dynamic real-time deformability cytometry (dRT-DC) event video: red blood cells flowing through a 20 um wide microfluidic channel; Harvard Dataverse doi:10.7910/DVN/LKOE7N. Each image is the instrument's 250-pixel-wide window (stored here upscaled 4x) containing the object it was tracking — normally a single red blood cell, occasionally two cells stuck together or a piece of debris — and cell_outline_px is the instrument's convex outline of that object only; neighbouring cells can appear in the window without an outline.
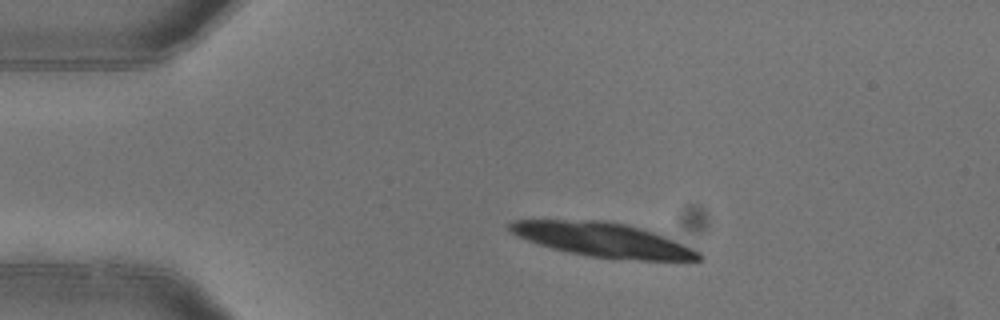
{"species": "common noctule bat (a hibernating species)", "species_latin": "Nyctalus noctula", "temperature_condition": "warm", "stored_images_in_passage": 3, "camera_frame_rate_fps": 3000, "um_per_image_px": 0.085, "animal": {"sex": "female"}, "frame": {"image": 1, "passage_image": 1, "time_ms": 0.0, "image_size_px": [1000, 320], "cell_outline_px": [[704, 260], [616, 260], [568, 252], [552, 248], [528, 240], [508, 232], [508, 224], [512, 220], [596, 220], [624, 224], [640, 228], [664, 236], [692, 248], [700, 252], [704, 256]], "centroid_in_image_um": [51.25, 20.4], "position_along_channel_um": 33.7, "area_um2": 37.45}}
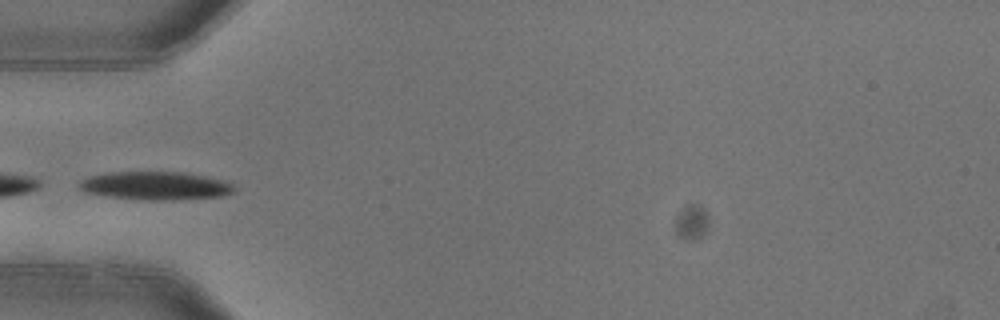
{"frame": {"image": 2, "passage_image": 3, "time_ms": 0.667, "image_size_px": [1000, 320], "cell_outline_px": [[236, 188], [232, 192], [224, 196], [172, 200], [144, 200], [108, 196], [84, 192], [76, 188], [76, 184], [80, 180], [88, 176], [108, 172], [184, 172], [224, 180], [232, 184]], "centroid_in_image_um": [13.16, 15.78], "position_along_channel_um": 71.8, "area_um2": 25.78}}